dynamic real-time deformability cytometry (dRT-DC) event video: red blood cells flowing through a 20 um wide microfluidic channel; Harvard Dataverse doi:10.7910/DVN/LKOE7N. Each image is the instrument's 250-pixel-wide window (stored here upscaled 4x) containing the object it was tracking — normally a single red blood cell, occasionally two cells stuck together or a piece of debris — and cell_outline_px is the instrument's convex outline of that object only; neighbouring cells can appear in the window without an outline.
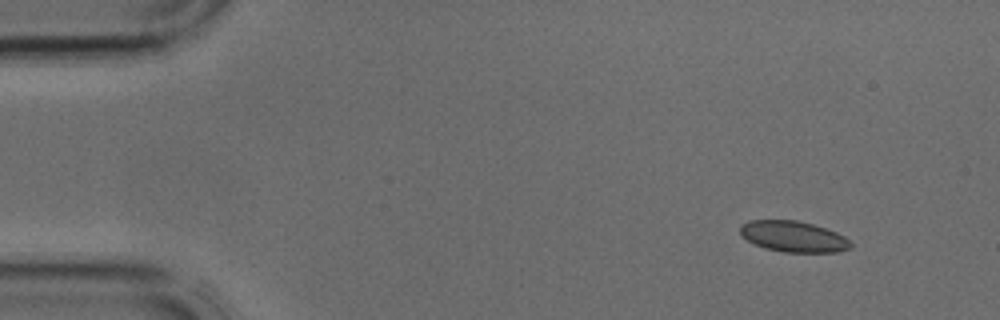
{"species": "common noctule bat (a hibernating species)", "species_latin": "Nyctalus noctula", "temperature_condition": "cold", "stored_images_in_passage": 3, "segment_of_instrument_passage": [1, 2], "camera_frame_rate_fps": 3000, "um_per_image_px": 0.085, "animal": {"sex": "male", "body_mass_g": 17.9, "forearm_length_mm": 54.2}, "frame": {"image": 1, "passage_image": 1, "time_ms": 0.0, "image_size_px": [1000, 320], "cell_outline_px": [[852, 248], [836, 252], [784, 252], [764, 248], [748, 240], [740, 232], [740, 224], [748, 220], [796, 220], [812, 224], [836, 232], [844, 236], [852, 244]], "centroid_in_image_um": [67.44, 20.1], "position_along_channel_um": 17.6, "area_um2": 19.83}}